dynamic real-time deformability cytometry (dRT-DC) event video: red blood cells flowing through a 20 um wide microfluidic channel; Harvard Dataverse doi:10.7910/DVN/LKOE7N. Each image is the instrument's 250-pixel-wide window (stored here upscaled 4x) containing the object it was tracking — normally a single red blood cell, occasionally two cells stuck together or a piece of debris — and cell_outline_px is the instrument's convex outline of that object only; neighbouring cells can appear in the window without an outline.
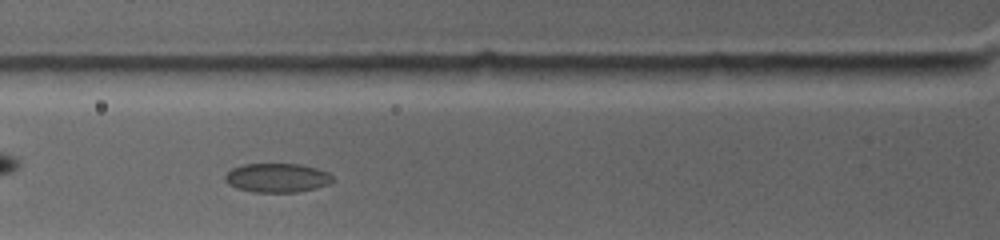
{"species": "common noctule bat (a hibernating species)", "species_latin": "Nyctalus noctula", "temperature_condition": "warm", "stored_images_in_passage": 6, "camera_frame_rate_fps": 4500, "um_per_image_px": 0.085, "animal": {"sex": "female", "body_mass_g": 19.0, "forearm_length_mm": 53.3}, "frame": {"image": 1, "passage_image": 4, "time_ms": 2.667, "image_size_px": [1000, 240], "cell_outline_px": [[332, 180], [328, 184], [316, 188], [296, 192], [256, 192], [236, 188], [228, 184], [224, 180], [224, 176], [232, 168], [244, 164], [300, 164], [316, 168], [328, 172], [332, 176]], "centroid_in_image_um": [23.53, 15.11], "position_along_channel_um": 102.3, "area_um2": 18.15}}
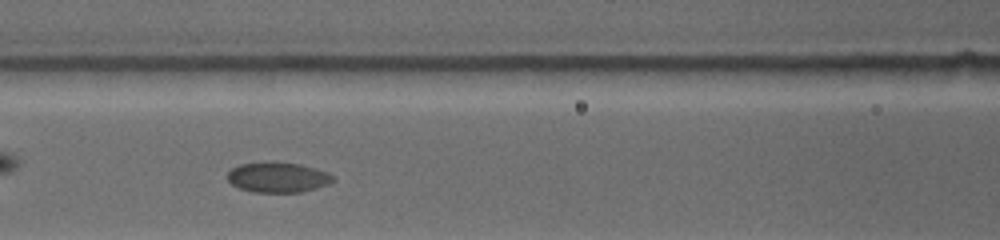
{"frame": {"image": 2, "passage_image": 5, "time_ms": 3.778, "image_size_px": [1000, 240], "cell_outline_px": [[336, 180], [328, 184], [316, 188], [300, 192], [252, 192], [240, 188], [232, 184], [228, 180], [228, 172], [232, 168], [240, 164], [300, 164], [328, 172]], "centroid_in_image_um": [23.64, 15.11], "position_along_channel_um": 143.0, "area_um2": 17.92}}